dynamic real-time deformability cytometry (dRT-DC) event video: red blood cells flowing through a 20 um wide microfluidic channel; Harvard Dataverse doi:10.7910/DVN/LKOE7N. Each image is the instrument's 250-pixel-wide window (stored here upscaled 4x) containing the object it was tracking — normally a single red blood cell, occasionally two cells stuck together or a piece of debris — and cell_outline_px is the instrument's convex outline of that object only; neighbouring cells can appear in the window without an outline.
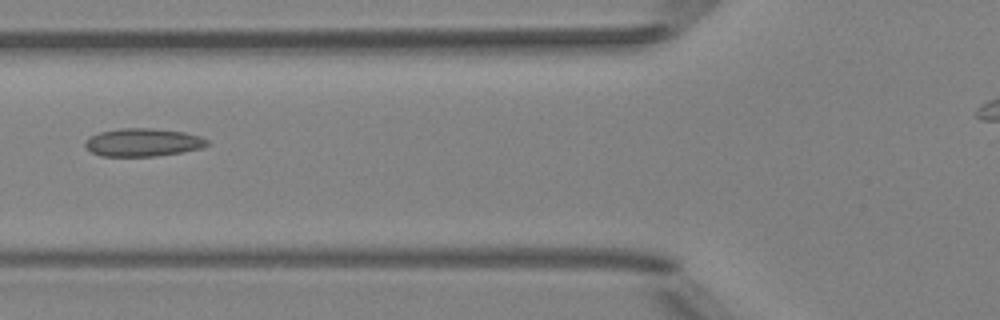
{"species": "Egyptian fruit bat (a non-hibernating species)", "species_latin": "Rousettus aegyptiacus", "temperature_condition": "room temperature", "stored_images_in_passage": 5, "camera_frame_rate_fps": 3000, "um_per_image_px": 0.085, "animal": {"sex": "female"}, "frame": {"image": 1, "passage_image": 5, "time_ms": 1.333, "image_size_px": [1000, 320], "cell_outline_px": [[208, 144], [200, 148], [180, 152], [156, 156], [100, 156], [92, 152], [84, 144], [84, 140], [88, 136], [100, 132], [120, 128], [152, 128], [184, 132], [200, 136], [208, 140]], "centroid_in_image_um": [12.1, 12.09], "position_along_channel_um": 113.7, "area_um2": 19.88}}